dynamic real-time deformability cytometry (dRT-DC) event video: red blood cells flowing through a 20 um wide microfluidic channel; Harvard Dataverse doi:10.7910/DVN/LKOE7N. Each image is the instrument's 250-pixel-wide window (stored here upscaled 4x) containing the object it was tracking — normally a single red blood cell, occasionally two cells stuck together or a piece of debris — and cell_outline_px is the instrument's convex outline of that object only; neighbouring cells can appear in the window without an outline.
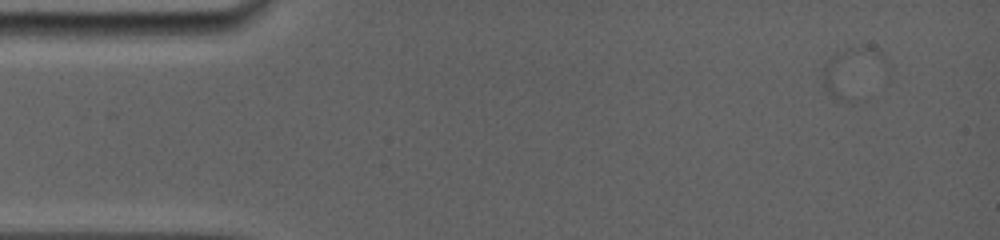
{"species": "common noctule bat (a hibernating species)", "species_latin": "Nyctalus noctula", "temperature_condition": "room temperature", "stored_images_in_passage": 1, "camera_frame_rate_fps": 5000, "um_per_image_px": 0.085, "animal": {"sex": "female", "body_mass_g": 19.0, "forearm_length_mm": 56.7}, "frame": {"image": 1, "passage_image": 1, "time_ms": 0.0, "image_size_px": [1000, 240], "cell_outline_px": [[880, 56], [852, 104], [828, 92], [824, 88], [824, 64], [836, 52], [848, 48], [864, 44], [880, 48]], "centroid_in_image_um": [72.23, 6.02], "position_along_channel_um": 12.8, "area_um2": 15.78}}